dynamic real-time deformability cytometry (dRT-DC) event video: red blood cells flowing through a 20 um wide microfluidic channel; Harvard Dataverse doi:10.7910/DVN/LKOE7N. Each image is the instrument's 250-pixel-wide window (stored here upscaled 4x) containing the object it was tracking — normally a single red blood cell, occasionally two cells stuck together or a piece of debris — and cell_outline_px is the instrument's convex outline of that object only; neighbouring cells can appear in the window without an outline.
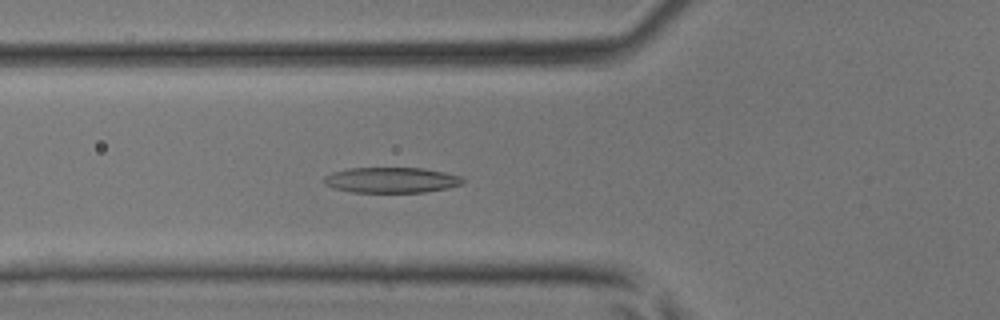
{"species": "common noctule bat (a hibernating species)", "species_latin": "Nyctalus noctula", "temperature_condition": "room temperature", "stored_images_in_passage": 29, "segment_of_instrument_passage": [1, 2], "camera_frame_rate_fps": 3000, "um_per_image_px": 0.085, "animal": {"sex": "male", "body_mass_g": 17.9, "forearm_length_mm": 54.2}, "frame": {"image": 1, "passage_image": 4, "time_ms": 1.0, "image_size_px": [1000, 320], "cell_outline_px": [[464, 184], [448, 188], [424, 192], [352, 192], [332, 188], [324, 184], [324, 176], [332, 172], [348, 168], [424, 168], [464, 176]], "centroid_in_image_um": [33.29, 15.3], "position_along_channel_um": 92.5, "area_um2": 20.87}}
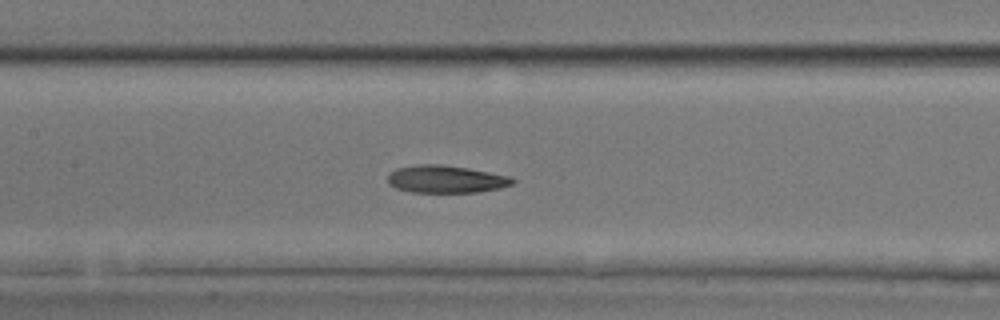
{"frame": {"image": 2, "passage_image": 9, "time_ms": 2.667, "image_size_px": [1000, 320], "cell_outline_px": [[516, 180], [512, 184], [500, 188], [476, 192], [412, 192], [396, 188], [388, 184], [388, 176], [396, 168], [416, 164], [440, 164], [468, 168], [512, 176]], "centroid_in_image_um": [37.92, 15.22], "position_along_channel_um": 169.5, "area_um2": 20.06}}
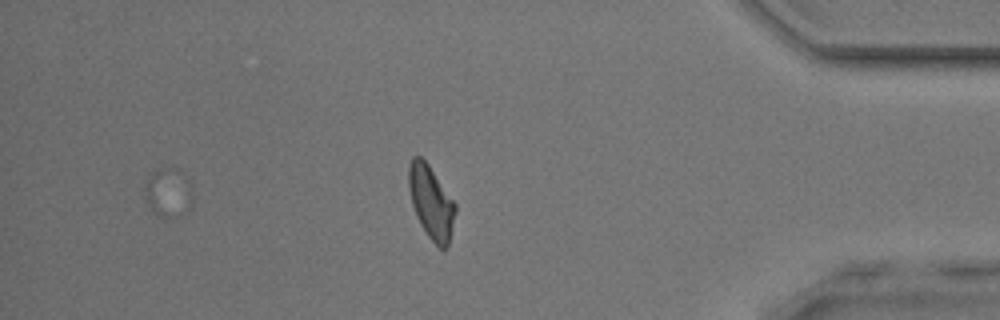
{"frame": {"image": 3, "passage_image": 26, "time_ms": 8.333, "image_size_px": [1000, 320], "cell_outline_px": [[192, 208], [180, 216], [156, 216], [148, 204], [144, 196], [148, 180], [152, 172], [156, 168], [176, 168], [184, 172], [192, 184]], "centroid_in_image_um": [14.36, 16.35], "position_along_channel_um": 420.8, "area_um2": 13.93}}